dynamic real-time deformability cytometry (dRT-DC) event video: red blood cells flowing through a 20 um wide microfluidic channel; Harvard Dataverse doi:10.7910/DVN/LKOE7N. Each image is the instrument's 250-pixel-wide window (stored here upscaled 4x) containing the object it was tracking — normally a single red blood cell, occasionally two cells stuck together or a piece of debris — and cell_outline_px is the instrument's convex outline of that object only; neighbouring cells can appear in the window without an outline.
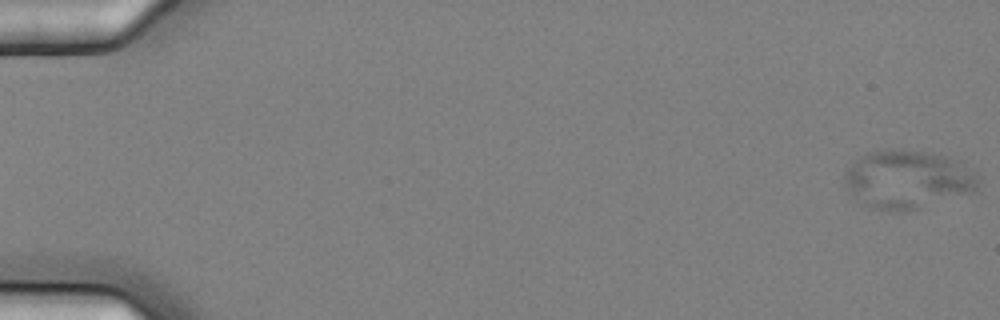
{"species": "common noctule bat (a hibernating species)", "species_latin": "Nyctalus noctula", "temperature_condition": "cold", "stored_images_in_passage": 8, "camera_frame_rate_fps": 3000, "um_per_image_px": 0.085, "animal": {"sex": "female", "body_mass_g": 25.1}, "frame": {"image": 1, "passage_image": 1, "time_ms": 0.0, "image_size_px": [1000, 320], "cell_outline_px": [[976, 188], [972, 192], [916, 208], [892, 212], [876, 208], [868, 204], [852, 192], [848, 188], [844, 180], [844, 172], [856, 160], [868, 152], [920, 152], [948, 156], [976, 176]], "centroid_in_image_um": [77.11, 15.27], "position_along_channel_um": 7.9, "area_um2": 42.95}}
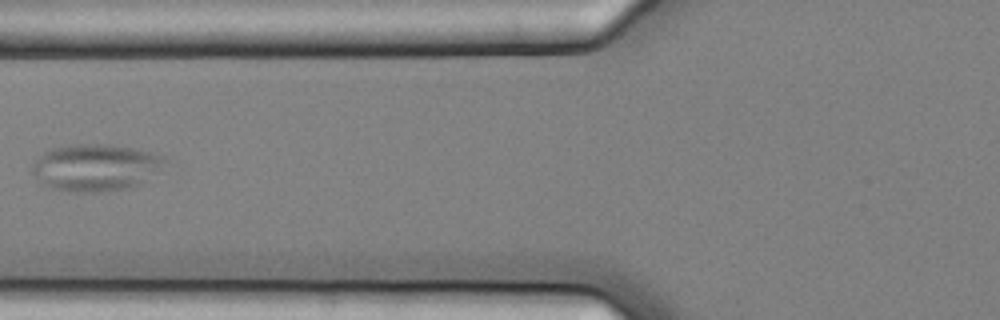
{"frame": {"image": 2, "passage_image": 7, "time_ms": 2.0, "image_size_px": [1000, 320], "cell_outline_px": [[168, 160], [160, 168], [140, 184], [128, 188], [104, 192], [68, 192], [48, 188], [32, 172], [32, 164], [48, 148], [72, 144], [100, 144], [132, 148], [152, 152], [164, 156]], "centroid_in_image_um": [8.1, 14.24], "position_along_channel_um": 117.7, "area_um2": 36.36}}
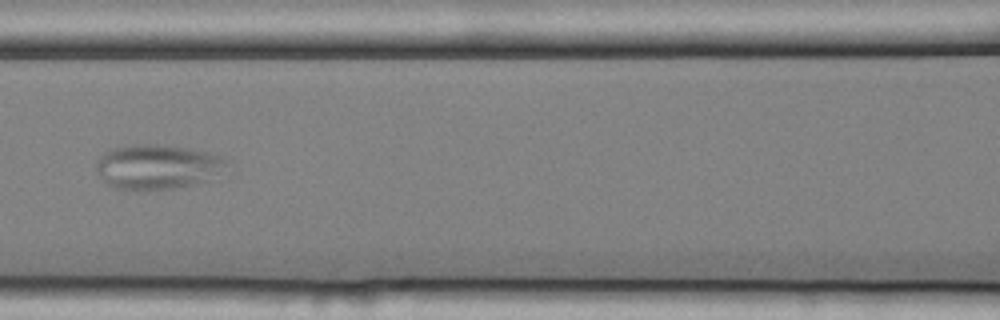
{"frame": {"image": 3, "passage_image": 8, "time_ms": 2.333, "image_size_px": [1000, 320], "cell_outline_px": [[228, 160], [224, 164], [204, 180], [172, 188], [116, 188], [108, 184], [96, 172], [96, 164], [100, 156], [104, 152], [112, 148], [132, 144], [156, 144], [192, 148], [224, 156]], "centroid_in_image_um": [13.28, 14.11], "position_along_channel_um": 153.3, "area_um2": 32.83}}